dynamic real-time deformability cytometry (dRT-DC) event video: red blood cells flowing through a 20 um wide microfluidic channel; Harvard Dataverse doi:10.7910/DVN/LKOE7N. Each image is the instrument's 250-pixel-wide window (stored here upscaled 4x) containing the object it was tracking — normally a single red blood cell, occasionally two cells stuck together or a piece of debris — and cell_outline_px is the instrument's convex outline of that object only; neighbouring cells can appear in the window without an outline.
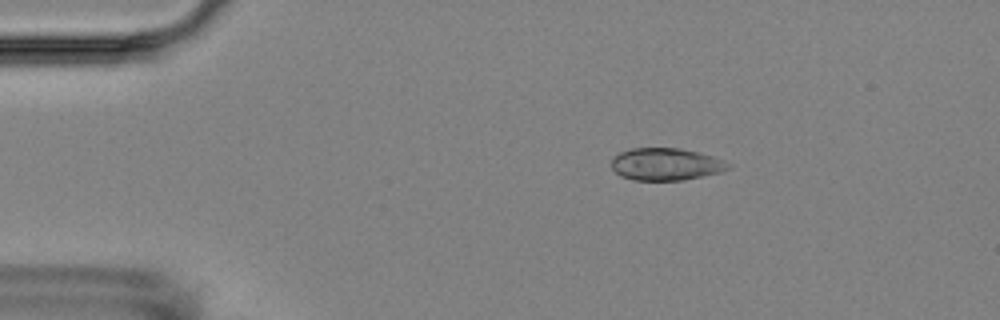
{"species": "Egyptian fruit bat (a non-hibernating species)", "species_latin": "Rousettus aegyptiacus", "temperature_condition": "room temperature", "stored_images_in_passage": 5, "camera_frame_rate_fps": 3000, "um_per_image_px": 0.085, "animal": {"sex": "female"}, "frame": {"image": 1, "passage_image": 3, "time_ms": 2.333, "image_size_px": [1000, 320], "cell_outline_px": [[728, 168], [720, 172], [684, 180], [632, 180], [620, 176], [612, 168], [612, 160], [620, 152], [632, 148], [680, 148], [712, 156], [728, 164]], "centroid_in_image_um": [56.54, 13.96], "position_along_channel_um": 28.5, "area_um2": 21.62}}
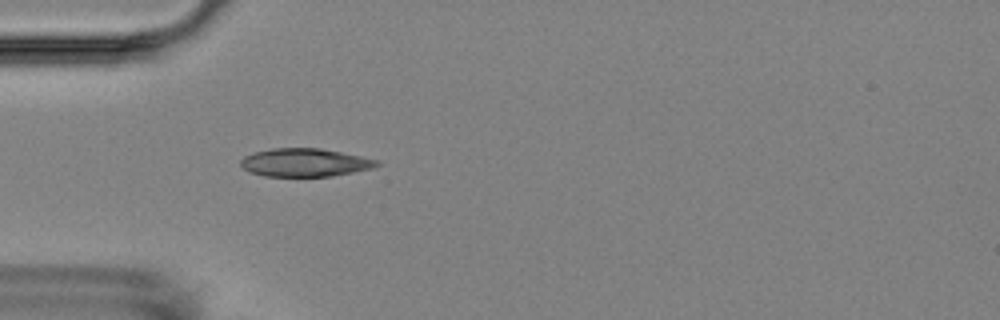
{"frame": {"image": 2, "passage_image": 5, "time_ms": 4.667, "image_size_px": [1000, 320], "cell_outline_px": [[380, 164], [372, 168], [332, 176], [264, 176], [248, 172], [240, 164], [240, 160], [244, 156], [256, 152], [272, 148], [320, 148], [360, 156], [376, 160]], "centroid_in_image_um": [25.87, 13.82], "position_along_channel_um": 59.1, "area_um2": 22.14}}